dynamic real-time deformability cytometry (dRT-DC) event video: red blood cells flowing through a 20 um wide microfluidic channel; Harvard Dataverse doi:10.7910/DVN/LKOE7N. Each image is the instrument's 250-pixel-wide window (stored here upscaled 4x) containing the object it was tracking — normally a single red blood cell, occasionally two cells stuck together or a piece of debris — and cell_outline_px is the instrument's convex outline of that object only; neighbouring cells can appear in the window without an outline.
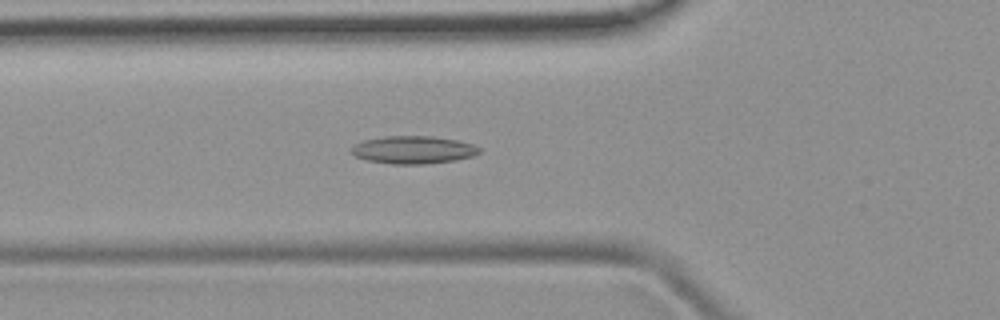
{"species": "common noctule bat (a hibernating species)", "species_latin": "Nyctalus noctula", "temperature_condition": "room temperature", "stored_images_in_passage": 43, "camera_frame_rate_fps": 3000, "um_per_image_px": 0.085, "animal": {"sex": "female", "body_mass_g": 19.9}, "frame": {"image": 1, "passage_image": 12, "time_ms": 3.667, "image_size_px": [1000, 320], "cell_outline_px": [[480, 152], [472, 156], [456, 160], [424, 164], [392, 164], [368, 160], [356, 156], [352, 152], [352, 148], [356, 144], [364, 140], [384, 136], [432, 136], [456, 140], [472, 144], [480, 148]], "centroid_in_image_um": [35.15, 12.73], "position_along_channel_um": 90.7, "area_um2": 20.46}}
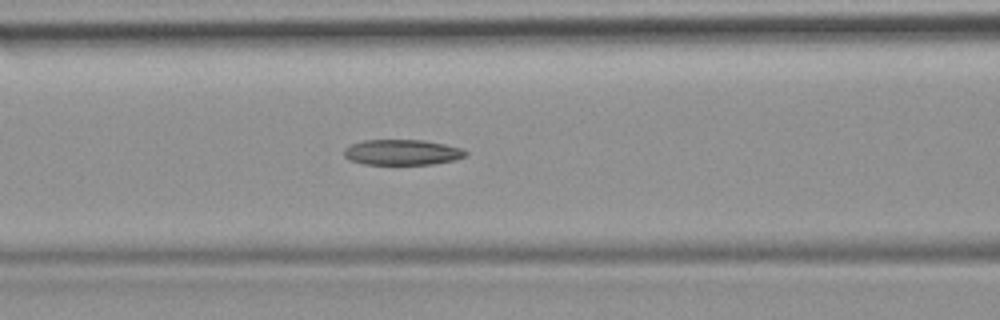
{"frame": {"image": 2, "passage_image": 15, "time_ms": 4.667, "image_size_px": [1000, 320], "cell_outline_px": [[468, 152], [464, 156], [456, 160], [432, 164], [364, 164], [348, 160], [344, 156], [344, 148], [352, 144], [364, 140], [424, 140], [444, 144], [460, 148]], "centroid_in_image_um": [34.16, 12.95], "position_along_channel_um": 132.4, "area_um2": 18.03}}
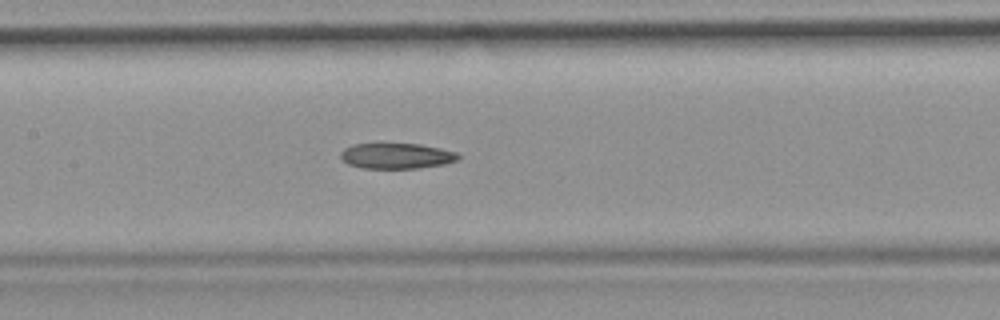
{"frame": {"image": 3, "passage_image": 18, "time_ms": 5.667, "image_size_px": [1000, 320], "cell_outline_px": [[460, 160], [444, 164], [420, 168], [360, 168], [348, 164], [340, 156], [340, 152], [344, 148], [352, 144], [420, 144], [440, 148], [456, 152], [460, 156]], "centroid_in_image_um": [33.72, 13.25], "position_along_channel_um": 173.7, "area_um2": 17.57}}